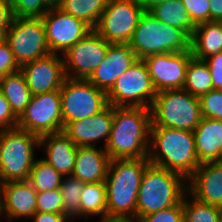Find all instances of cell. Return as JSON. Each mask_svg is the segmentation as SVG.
I'll use <instances>...</instances> for the list:
<instances>
[{"mask_svg":"<svg viewBox=\"0 0 222 222\" xmlns=\"http://www.w3.org/2000/svg\"><path fill=\"white\" fill-rule=\"evenodd\" d=\"M150 127V108L113 106L111 134L105 146L110 160L147 158Z\"/></svg>","mask_w":222,"mask_h":222,"instance_id":"cell-1","label":"cell"},{"mask_svg":"<svg viewBox=\"0 0 222 222\" xmlns=\"http://www.w3.org/2000/svg\"><path fill=\"white\" fill-rule=\"evenodd\" d=\"M147 158L150 164L175 172L186 181L200 165L194 133L170 127H150Z\"/></svg>","mask_w":222,"mask_h":222,"instance_id":"cell-2","label":"cell"},{"mask_svg":"<svg viewBox=\"0 0 222 222\" xmlns=\"http://www.w3.org/2000/svg\"><path fill=\"white\" fill-rule=\"evenodd\" d=\"M148 158L112 159L106 180L107 217L136 219V203Z\"/></svg>","mask_w":222,"mask_h":222,"instance_id":"cell-3","label":"cell"},{"mask_svg":"<svg viewBox=\"0 0 222 222\" xmlns=\"http://www.w3.org/2000/svg\"><path fill=\"white\" fill-rule=\"evenodd\" d=\"M187 192L179 174L149 164L143 174L136 203V220L177 205Z\"/></svg>","mask_w":222,"mask_h":222,"instance_id":"cell-4","label":"cell"},{"mask_svg":"<svg viewBox=\"0 0 222 222\" xmlns=\"http://www.w3.org/2000/svg\"><path fill=\"white\" fill-rule=\"evenodd\" d=\"M138 59L191 50V36L182 29L156 19L149 11L141 15L128 43Z\"/></svg>","mask_w":222,"mask_h":222,"instance_id":"cell-5","label":"cell"},{"mask_svg":"<svg viewBox=\"0 0 222 222\" xmlns=\"http://www.w3.org/2000/svg\"><path fill=\"white\" fill-rule=\"evenodd\" d=\"M39 137L19 127L0 130V176L3 183L27 181Z\"/></svg>","mask_w":222,"mask_h":222,"instance_id":"cell-6","label":"cell"},{"mask_svg":"<svg viewBox=\"0 0 222 222\" xmlns=\"http://www.w3.org/2000/svg\"><path fill=\"white\" fill-rule=\"evenodd\" d=\"M150 111L151 127L193 132L202 118L199 98L183 88L157 92Z\"/></svg>","mask_w":222,"mask_h":222,"instance_id":"cell-7","label":"cell"},{"mask_svg":"<svg viewBox=\"0 0 222 222\" xmlns=\"http://www.w3.org/2000/svg\"><path fill=\"white\" fill-rule=\"evenodd\" d=\"M63 129L73 121L100 113L109 104L107 94L87 79L66 78L60 88Z\"/></svg>","mask_w":222,"mask_h":222,"instance_id":"cell-8","label":"cell"},{"mask_svg":"<svg viewBox=\"0 0 222 222\" xmlns=\"http://www.w3.org/2000/svg\"><path fill=\"white\" fill-rule=\"evenodd\" d=\"M108 104L115 107L150 108L157 91L143 59L126 70L106 93Z\"/></svg>","mask_w":222,"mask_h":222,"instance_id":"cell-9","label":"cell"},{"mask_svg":"<svg viewBox=\"0 0 222 222\" xmlns=\"http://www.w3.org/2000/svg\"><path fill=\"white\" fill-rule=\"evenodd\" d=\"M4 38L19 66L51 53L42 18L39 17H12Z\"/></svg>","mask_w":222,"mask_h":222,"instance_id":"cell-10","label":"cell"},{"mask_svg":"<svg viewBox=\"0 0 222 222\" xmlns=\"http://www.w3.org/2000/svg\"><path fill=\"white\" fill-rule=\"evenodd\" d=\"M143 13L138 0H108L94 30L108 43L128 44Z\"/></svg>","mask_w":222,"mask_h":222,"instance_id":"cell-11","label":"cell"},{"mask_svg":"<svg viewBox=\"0 0 222 222\" xmlns=\"http://www.w3.org/2000/svg\"><path fill=\"white\" fill-rule=\"evenodd\" d=\"M17 127L38 137L63 131L60 90L32 95Z\"/></svg>","mask_w":222,"mask_h":222,"instance_id":"cell-12","label":"cell"},{"mask_svg":"<svg viewBox=\"0 0 222 222\" xmlns=\"http://www.w3.org/2000/svg\"><path fill=\"white\" fill-rule=\"evenodd\" d=\"M110 44L93 29L72 45L62 56L66 78L88 79L106 57Z\"/></svg>","mask_w":222,"mask_h":222,"instance_id":"cell-13","label":"cell"},{"mask_svg":"<svg viewBox=\"0 0 222 222\" xmlns=\"http://www.w3.org/2000/svg\"><path fill=\"white\" fill-rule=\"evenodd\" d=\"M46 41L51 53L63 55L72 45L85 37L93 28L85 21L63 12L49 9L42 17Z\"/></svg>","mask_w":222,"mask_h":222,"instance_id":"cell-14","label":"cell"},{"mask_svg":"<svg viewBox=\"0 0 222 222\" xmlns=\"http://www.w3.org/2000/svg\"><path fill=\"white\" fill-rule=\"evenodd\" d=\"M192 52H170L146 57L144 60L157 92L182 89Z\"/></svg>","mask_w":222,"mask_h":222,"instance_id":"cell-15","label":"cell"},{"mask_svg":"<svg viewBox=\"0 0 222 222\" xmlns=\"http://www.w3.org/2000/svg\"><path fill=\"white\" fill-rule=\"evenodd\" d=\"M32 95L60 90L66 75L63 58L50 53L20 66Z\"/></svg>","mask_w":222,"mask_h":222,"instance_id":"cell-16","label":"cell"},{"mask_svg":"<svg viewBox=\"0 0 222 222\" xmlns=\"http://www.w3.org/2000/svg\"><path fill=\"white\" fill-rule=\"evenodd\" d=\"M113 123V106L108 105L100 113L83 120L70 122L63 132L77 147H94L103 139L104 145L110 138Z\"/></svg>","mask_w":222,"mask_h":222,"instance_id":"cell-17","label":"cell"},{"mask_svg":"<svg viewBox=\"0 0 222 222\" xmlns=\"http://www.w3.org/2000/svg\"><path fill=\"white\" fill-rule=\"evenodd\" d=\"M137 59L129 44L111 43L106 57L87 80L107 93L118 77L128 70Z\"/></svg>","mask_w":222,"mask_h":222,"instance_id":"cell-18","label":"cell"},{"mask_svg":"<svg viewBox=\"0 0 222 222\" xmlns=\"http://www.w3.org/2000/svg\"><path fill=\"white\" fill-rule=\"evenodd\" d=\"M36 212L37 191L28 180L3 183L0 218L5 214L3 218L12 222L15 218H31Z\"/></svg>","mask_w":222,"mask_h":222,"instance_id":"cell-19","label":"cell"},{"mask_svg":"<svg viewBox=\"0 0 222 222\" xmlns=\"http://www.w3.org/2000/svg\"><path fill=\"white\" fill-rule=\"evenodd\" d=\"M187 192L200 202L222 207V163H201L187 180Z\"/></svg>","mask_w":222,"mask_h":222,"instance_id":"cell-20","label":"cell"},{"mask_svg":"<svg viewBox=\"0 0 222 222\" xmlns=\"http://www.w3.org/2000/svg\"><path fill=\"white\" fill-rule=\"evenodd\" d=\"M42 146L46 151L45 161L63 176L72 174L78 147L63 131L40 136L39 148Z\"/></svg>","mask_w":222,"mask_h":222,"instance_id":"cell-21","label":"cell"},{"mask_svg":"<svg viewBox=\"0 0 222 222\" xmlns=\"http://www.w3.org/2000/svg\"><path fill=\"white\" fill-rule=\"evenodd\" d=\"M110 158L105 148L78 147L72 176L83 183L106 180Z\"/></svg>","mask_w":222,"mask_h":222,"instance_id":"cell-22","label":"cell"},{"mask_svg":"<svg viewBox=\"0 0 222 222\" xmlns=\"http://www.w3.org/2000/svg\"><path fill=\"white\" fill-rule=\"evenodd\" d=\"M193 133L199 163L218 162L222 144V121L202 117Z\"/></svg>","mask_w":222,"mask_h":222,"instance_id":"cell-23","label":"cell"},{"mask_svg":"<svg viewBox=\"0 0 222 222\" xmlns=\"http://www.w3.org/2000/svg\"><path fill=\"white\" fill-rule=\"evenodd\" d=\"M191 52L198 60L222 52V21H207L196 25L191 36Z\"/></svg>","mask_w":222,"mask_h":222,"instance_id":"cell-24","label":"cell"},{"mask_svg":"<svg viewBox=\"0 0 222 222\" xmlns=\"http://www.w3.org/2000/svg\"><path fill=\"white\" fill-rule=\"evenodd\" d=\"M0 88L9 102L13 113L19 118L32 97L23 73L18 70L17 72L1 77Z\"/></svg>","mask_w":222,"mask_h":222,"instance_id":"cell-25","label":"cell"},{"mask_svg":"<svg viewBox=\"0 0 222 222\" xmlns=\"http://www.w3.org/2000/svg\"><path fill=\"white\" fill-rule=\"evenodd\" d=\"M149 12L165 24L185 30L190 36L196 27L181 0H167L154 6Z\"/></svg>","mask_w":222,"mask_h":222,"instance_id":"cell-26","label":"cell"},{"mask_svg":"<svg viewBox=\"0 0 222 222\" xmlns=\"http://www.w3.org/2000/svg\"><path fill=\"white\" fill-rule=\"evenodd\" d=\"M183 89L197 98L214 90L210 69L204 60L190 59Z\"/></svg>","mask_w":222,"mask_h":222,"instance_id":"cell-27","label":"cell"},{"mask_svg":"<svg viewBox=\"0 0 222 222\" xmlns=\"http://www.w3.org/2000/svg\"><path fill=\"white\" fill-rule=\"evenodd\" d=\"M80 218L88 219L90 215L107 217V193L104 181L84 183L81 194Z\"/></svg>","mask_w":222,"mask_h":222,"instance_id":"cell-28","label":"cell"},{"mask_svg":"<svg viewBox=\"0 0 222 222\" xmlns=\"http://www.w3.org/2000/svg\"><path fill=\"white\" fill-rule=\"evenodd\" d=\"M108 0H61L59 9L85 21L93 29L97 26Z\"/></svg>","mask_w":222,"mask_h":222,"instance_id":"cell-29","label":"cell"},{"mask_svg":"<svg viewBox=\"0 0 222 222\" xmlns=\"http://www.w3.org/2000/svg\"><path fill=\"white\" fill-rule=\"evenodd\" d=\"M64 177L59 187L63 200V214L73 222L75 217H80L84 183L72 175Z\"/></svg>","mask_w":222,"mask_h":222,"instance_id":"cell-30","label":"cell"},{"mask_svg":"<svg viewBox=\"0 0 222 222\" xmlns=\"http://www.w3.org/2000/svg\"><path fill=\"white\" fill-rule=\"evenodd\" d=\"M63 177L42 158L35 160L28 181L37 192H42L59 189Z\"/></svg>","mask_w":222,"mask_h":222,"instance_id":"cell-31","label":"cell"},{"mask_svg":"<svg viewBox=\"0 0 222 222\" xmlns=\"http://www.w3.org/2000/svg\"><path fill=\"white\" fill-rule=\"evenodd\" d=\"M189 195L186 192L182 198L184 222H219L220 207L189 199Z\"/></svg>","mask_w":222,"mask_h":222,"instance_id":"cell-32","label":"cell"},{"mask_svg":"<svg viewBox=\"0 0 222 222\" xmlns=\"http://www.w3.org/2000/svg\"><path fill=\"white\" fill-rule=\"evenodd\" d=\"M13 17L41 18L49 9L41 0H8Z\"/></svg>","mask_w":222,"mask_h":222,"instance_id":"cell-33","label":"cell"},{"mask_svg":"<svg viewBox=\"0 0 222 222\" xmlns=\"http://www.w3.org/2000/svg\"><path fill=\"white\" fill-rule=\"evenodd\" d=\"M199 100L202 117L222 121V90H211Z\"/></svg>","mask_w":222,"mask_h":222,"instance_id":"cell-34","label":"cell"},{"mask_svg":"<svg viewBox=\"0 0 222 222\" xmlns=\"http://www.w3.org/2000/svg\"><path fill=\"white\" fill-rule=\"evenodd\" d=\"M37 212L63 214L60 189L37 192Z\"/></svg>","mask_w":222,"mask_h":222,"instance_id":"cell-35","label":"cell"},{"mask_svg":"<svg viewBox=\"0 0 222 222\" xmlns=\"http://www.w3.org/2000/svg\"><path fill=\"white\" fill-rule=\"evenodd\" d=\"M137 222H184L183 202L181 200L171 208L141 216Z\"/></svg>","mask_w":222,"mask_h":222,"instance_id":"cell-36","label":"cell"},{"mask_svg":"<svg viewBox=\"0 0 222 222\" xmlns=\"http://www.w3.org/2000/svg\"><path fill=\"white\" fill-rule=\"evenodd\" d=\"M195 25L210 21L209 0H181Z\"/></svg>","mask_w":222,"mask_h":222,"instance_id":"cell-37","label":"cell"},{"mask_svg":"<svg viewBox=\"0 0 222 222\" xmlns=\"http://www.w3.org/2000/svg\"><path fill=\"white\" fill-rule=\"evenodd\" d=\"M18 70H20V66L15 61L8 42L3 38L0 40V78Z\"/></svg>","mask_w":222,"mask_h":222,"instance_id":"cell-38","label":"cell"},{"mask_svg":"<svg viewBox=\"0 0 222 222\" xmlns=\"http://www.w3.org/2000/svg\"><path fill=\"white\" fill-rule=\"evenodd\" d=\"M18 124V117L13 113L9 102L0 88V130L15 128Z\"/></svg>","mask_w":222,"mask_h":222,"instance_id":"cell-39","label":"cell"},{"mask_svg":"<svg viewBox=\"0 0 222 222\" xmlns=\"http://www.w3.org/2000/svg\"><path fill=\"white\" fill-rule=\"evenodd\" d=\"M210 69L214 90H222V52L204 60Z\"/></svg>","mask_w":222,"mask_h":222,"instance_id":"cell-40","label":"cell"},{"mask_svg":"<svg viewBox=\"0 0 222 222\" xmlns=\"http://www.w3.org/2000/svg\"><path fill=\"white\" fill-rule=\"evenodd\" d=\"M12 10L8 0H0V31L5 34L12 20Z\"/></svg>","mask_w":222,"mask_h":222,"instance_id":"cell-41","label":"cell"},{"mask_svg":"<svg viewBox=\"0 0 222 222\" xmlns=\"http://www.w3.org/2000/svg\"><path fill=\"white\" fill-rule=\"evenodd\" d=\"M33 222H71L64 214L36 212L32 217Z\"/></svg>","mask_w":222,"mask_h":222,"instance_id":"cell-42","label":"cell"},{"mask_svg":"<svg viewBox=\"0 0 222 222\" xmlns=\"http://www.w3.org/2000/svg\"><path fill=\"white\" fill-rule=\"evenodd\" d=\"M210 21H222V0H209Z\"/></svg>","mask_w":222,"mask_h":222,"instance_id":"cell-43","label":"cell"},{"mask_svg":"<svg viewBox=\"0 0 222 222\" xmlns=\"http://www.w3.org/2000/svg\"><path fill=\"white\" fill-rule=\"evenodd\" d=\"M167 0H138L139 4L143 7L144 11H149L157 4L163 3Z\"/></svg>","mask_w":222,"mask_h":222,"instance_id":"cell-44","label":"cell"},{"mask_svg":"<svg viewBox=\"0 0 222 222\" xmlns=\"http://www.w3.org/2000/svg\"><path fill=\"white\" fill-rule=\"evenodd\" d=\"M100 222H137V220L132 218L104 217L100 219Z\"/></svg>","mask_w":222,"mask_h":222,"instance_id":"cell-45","label":"cell"},{"mask_svg":"<svg viewBox=\"0 0 222 222\" xmlns=\"http://www.w3.org/2000/svg\"><path fill=\"white\" fill-rule=\"evenodd\" d=\"M48 9L59 8L61 0H41Z\"/></svg>","mask_w":222,"mask_h":222,"instance_id":"cell-46","label":"cell"},{"mask_svg":"<svg viewBox=\"0 0 222 222\" xmlns=\"http://www.w3.org/2000/svg\"><path fill=\"white\" fill-rule=\"evenodd\" d=\"M2 186H3V181L0 176V204H1V199H2Z\"/></svg>","mask_w":222,"mask_h":222,"instance_id":"cell-47","label":"cell"},{"mask_svg":"<svg viewBox=\"0 0 222 222\" xmlns=\"http://www.w3.org/2000/svg\"><path fill=\"white\" fill-rule=\"evenodd\" d=\"M219 163H222V144H221V149H220V157H219Z\"/></svg>","mask_w":222,"mask_h":222,"instance_id":"cell-48","label":"cell"},{"mask_svg":"<svg viewBox=\"0 0 222 222\" xmlns=\"http://www.w3.org/2000/svg\"><path fill=\"white\" fill-rule=\"evenodd\" d=\"M219 222H222V207H220Z\"/></svg>","mask_w":222,"mask_h":222,"instance_id":"cell-49","label":"cell"},{"mask_svg":"<svg viewBox=\"0 0 222 222\" xmlns=\"http://www.w3.org/2000/svg\"><path fill=\"white\" fill-rule=\"evenodd\" d=\"M4 38V34L0 31V40Z\"/></svg>","mask_w":222,"mask_h":222,"instance_id":"cell-50","label":"cell"}]
</instances>
